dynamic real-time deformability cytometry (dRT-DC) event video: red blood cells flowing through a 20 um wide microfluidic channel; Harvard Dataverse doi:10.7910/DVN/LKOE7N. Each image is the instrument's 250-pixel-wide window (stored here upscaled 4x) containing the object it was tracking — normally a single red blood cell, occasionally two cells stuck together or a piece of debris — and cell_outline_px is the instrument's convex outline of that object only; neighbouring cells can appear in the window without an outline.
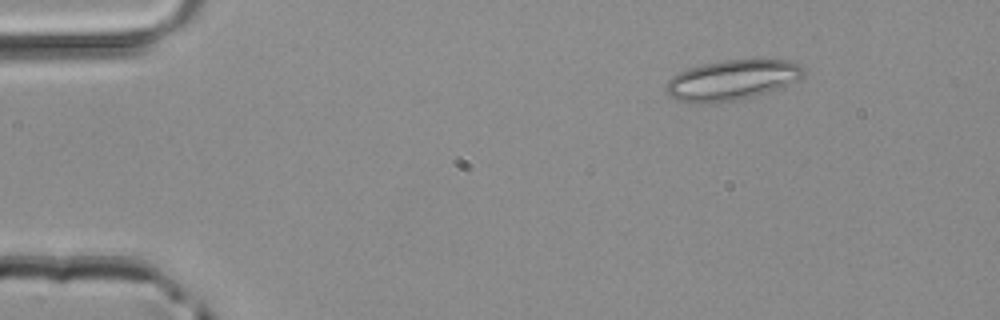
{"species": "common noctule bat (a hibernating species)", "species_latin": "Nyctalus noctula", "temperature_condition": "room temperature", "stored_images_in_passage": 43, "camera_frame_rate_fps": 3000, "um_per_image_px": 0.085, "animal": {"sex": "male", "body_mass_g": 20.4}, "frame": {"image": 1, "passage_image": 1, "time_ms": 0.0, "image_size_px": [1000, 320], "cell_outline_px": [[804, 72], [796, 80], [784, 88], [752, 96], [732, 100], [700, 104], [676, 100], [668, 96], [664, 88], [668, 80], [672, 76], [680, 72], [704, 64], [724, 60], [788, 60], [804, 68]], "centroid_in_image_um": [62.18, 6.82], "position_along_channel_um": 22.8, "area_um2": 31.85}}
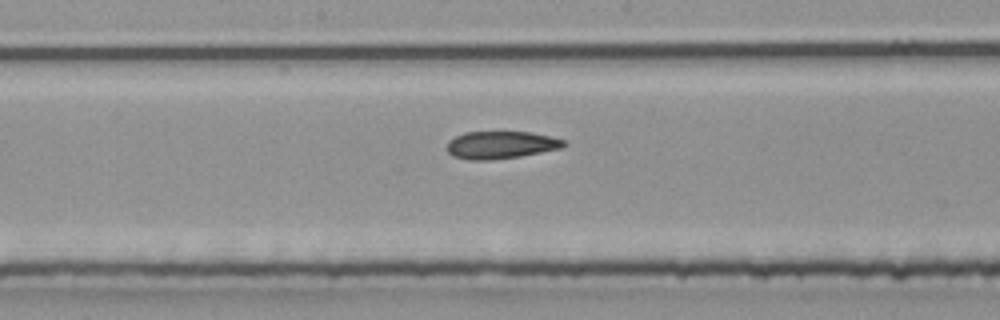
{"frame": {"image": 2, "passage_image": 20, "time_ms": 6.333, "image_size_px": [1000, 320], "cell_outline_px": [[568, 144], [560, 148], [520, 156], [488, 160], [468, 160], [452, 156], [448, 152], [448, 140], [464, 132], [532, 132], [564, 140]], "centroid_in_image_um": [42.54, 12.32], "position_along_channel_um": 205.7, "area_um2": 18.61}}
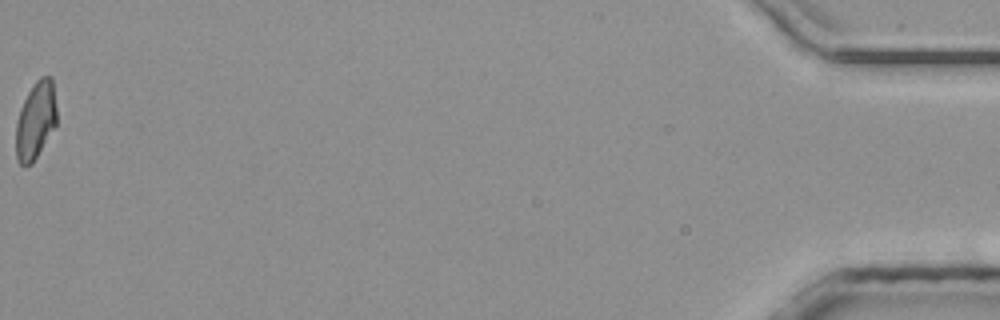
{"frame": {"image": 3, "passage_image": 43, "time_ms": 14.0, "image_size_px": [1000, 320], "cell_outline_px": [[56, 124], [32, 164], [24, 168], [16, 160], [16, 124], [20, 108], [28, 92], [36, 80], [40, 76], [52, 76], [56, 108]], "centroid_in_image_um": [3.01, 10.25], "position_along_channel_um": 432.2, "area_um2": 18.44}}